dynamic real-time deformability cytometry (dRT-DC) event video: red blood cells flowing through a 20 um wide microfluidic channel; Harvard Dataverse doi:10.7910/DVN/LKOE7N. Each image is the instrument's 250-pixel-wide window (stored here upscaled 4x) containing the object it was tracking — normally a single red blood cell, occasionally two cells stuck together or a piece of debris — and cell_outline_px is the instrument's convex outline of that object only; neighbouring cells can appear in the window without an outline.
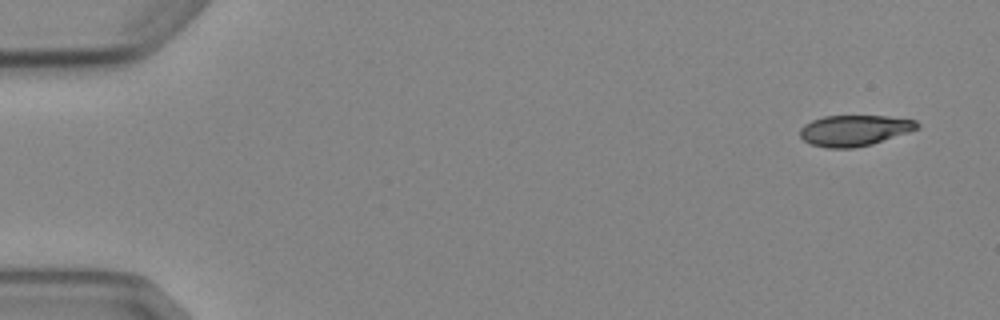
{"species": "Egyptian fruit bat (a non-hibernating species)", "species_latin": "Rousettus aegyptiacus", "temperature_condition": "cold", "stored_images_in_passage": 5, "segment_of_instrument_passage": [1, 2], "camera_frame_rate_fps": 3000, "um_per_image_px": 0.085, "animal": {"sex": "female"}, "frame": {"image": 1, "passage_image": 1, "time_ms": 0.0, "image_size_px": [1000, 320], "cell_outline_px": [[920, 128], [872, 144], [852, 148], [828, 148], [812, 144], [804, 140], [800, 136], [800, 128], [804, 124], [812, 120], [824, 116], [888, 116], [916, 120], [920, 124]], "centroid_in_image_um": [72.64, 11.08], "position_along_channel_um": 12.4, "area_um2": 21.04}}